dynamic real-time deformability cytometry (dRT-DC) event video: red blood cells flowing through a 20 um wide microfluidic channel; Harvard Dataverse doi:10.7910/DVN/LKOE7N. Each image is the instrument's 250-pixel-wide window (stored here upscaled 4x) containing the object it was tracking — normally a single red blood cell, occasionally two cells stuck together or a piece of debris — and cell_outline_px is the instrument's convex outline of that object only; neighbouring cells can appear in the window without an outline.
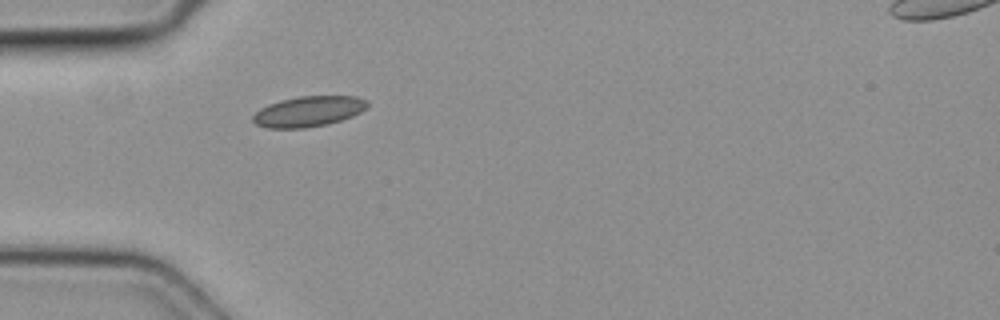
{"species": "common noctule bat (a hibernating species)", "species_latin": "Nyctalus noctula", "temperature_condition": "cold", "stored_images_in_passage": 6, "segment_of_instrument_passage": [1, 2], "camera_frame_rate_fps": 3000, "um_per_image_px": 0.085, "animal": {"sex": "female", "body_mass_g": 19.3, "forearm_length_mm": 54.1}, "frame": {"image": 1, "passage_image": 5, "time_ms": 1.333, "image_size_px": [1000, 320], "cell_outline_px": [[368, 104], [360, 112], [352, 116], [328, 124], [304, 128], [268, 128], [256, 124], [252, 120], [252, 116], [260, 108], [268, 104], [280, 100], [300, 96], [356, 96], [368, 100]], "centroid_in_image_um": [26.2, 9.47], "position_along_channel_um": 58.8, "area_um2": 20.29}}